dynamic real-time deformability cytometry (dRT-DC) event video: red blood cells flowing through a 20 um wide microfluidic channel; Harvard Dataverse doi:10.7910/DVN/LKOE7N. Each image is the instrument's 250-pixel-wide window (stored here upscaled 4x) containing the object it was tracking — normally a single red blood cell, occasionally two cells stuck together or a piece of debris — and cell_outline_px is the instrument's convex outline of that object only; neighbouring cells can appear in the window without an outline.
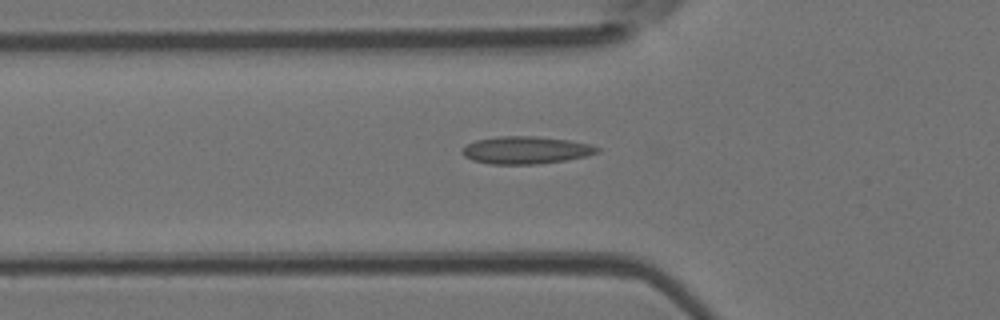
{"species": "Egyptian fruit bat (a non-hibernating species)", "species_latin": "Rousettus aegyptiacus", "temperature_condition": "room temperature", "stored_images_in_passage": 23, "camera_frame_rate_fps": 3000, "um_per_image_px": 0.085, "animal": {"sex": "female"}, "frame": {"image": 1, "passage_image": 2, "time_ms": 0.333, "image_size_px": [1000, 320], "cell_outline_px": [[600, 152], [584, 156], [564, 160], [536, 164], [492, 164], [472, 160], [464, 156], [460, 152], [468, 144], [476, 140], [496, 136], [536, 136], [568, 140], [588, 144], [600, 148]], "centroid_in_image_um": [44.67, 12.75], "position_along_channel_um": 81.1, "area_um2": 21.44}}
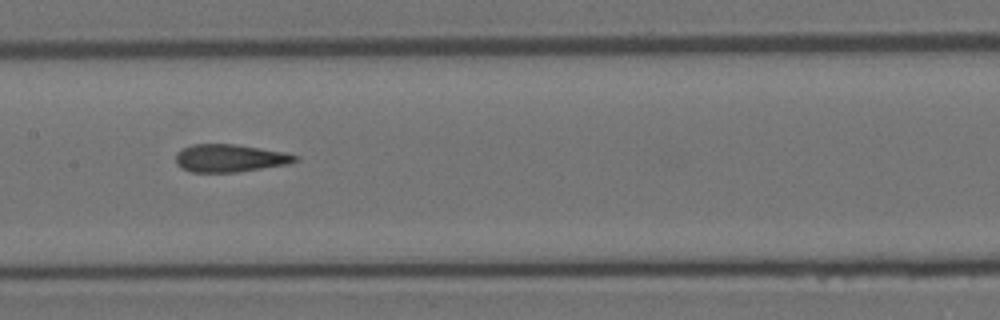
{"frame": {"image": 2, "passage_image": 10, "time_ms": 3.0, "image_size_px": [1000, 320], "cell_outline_px": [[300, 160], [288, 164], [236, 172], [192, 172], [180, 168], [176, 164], [176, 152], [192, 144], [232, 144], [284, 152], [300, 156]], "centroid_in_image_um": [19.53, 13.45], "position_along_channel_um": 187.9, "area_um2": 19.25}}
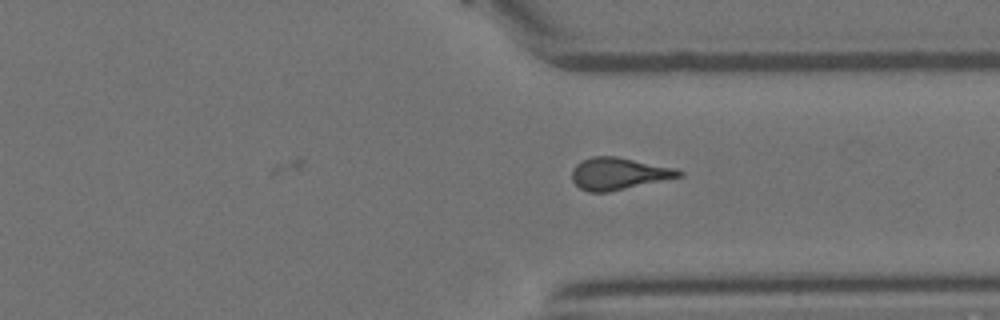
{"frame": {"image": 3, "passage_image": 23, "time_ms": 7.333, "image_size_px": [1000, 320], "cell_outline_px": [[684, 176], [608, 192], [588, 192], [580, 188], [572, 180], [572, 168], [576, 164], [592, 156], [616, 156], [676, 168], [684, 172]], "centroid_in_image_um": [52.6, 14.76], "position_along_channel_um": 358.8, "area_um2": 20.0}}